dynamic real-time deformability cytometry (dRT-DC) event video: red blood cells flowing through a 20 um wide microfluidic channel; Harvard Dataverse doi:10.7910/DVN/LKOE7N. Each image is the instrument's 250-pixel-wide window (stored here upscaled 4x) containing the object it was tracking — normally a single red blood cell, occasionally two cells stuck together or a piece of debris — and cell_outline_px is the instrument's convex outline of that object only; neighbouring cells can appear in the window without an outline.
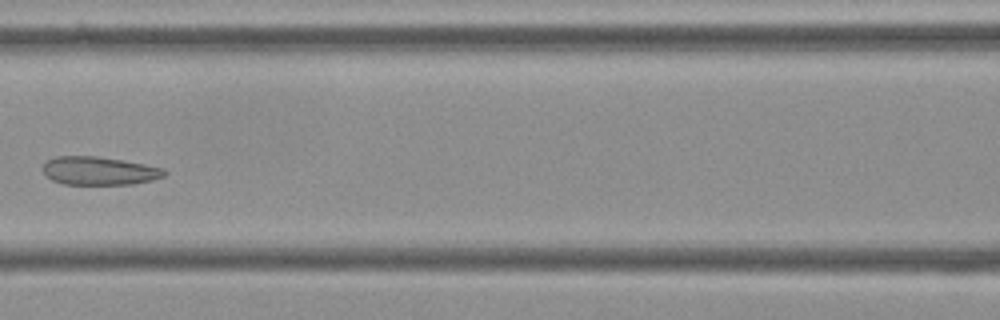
{"species": "Egyptian fruit bat (a non-hibernating species)", "species_latin": "Rousettus aegyptiacus", "temperature_condition": "cold", "stored_images_in_passage": 7, "camera_frame_rate_fps": 3000, "um_per_image_px": 0.085, "frame": {"image": 1, "passage_image": 7, "time_ms": 2.0, "image_size_px": [1000, 320], "cell_outline_px": [[168, 172], [164, 176], [152, 180], [132, 184], [64, 184], [52, 180], [40, 168], [44, 160], [56, 156], [96, 156], [144, 164], [164, 168]], "centroid_in_image_um": [8.39, 14.51], "position_along_channel_um": 158.2, "area_um2": 20.11}}